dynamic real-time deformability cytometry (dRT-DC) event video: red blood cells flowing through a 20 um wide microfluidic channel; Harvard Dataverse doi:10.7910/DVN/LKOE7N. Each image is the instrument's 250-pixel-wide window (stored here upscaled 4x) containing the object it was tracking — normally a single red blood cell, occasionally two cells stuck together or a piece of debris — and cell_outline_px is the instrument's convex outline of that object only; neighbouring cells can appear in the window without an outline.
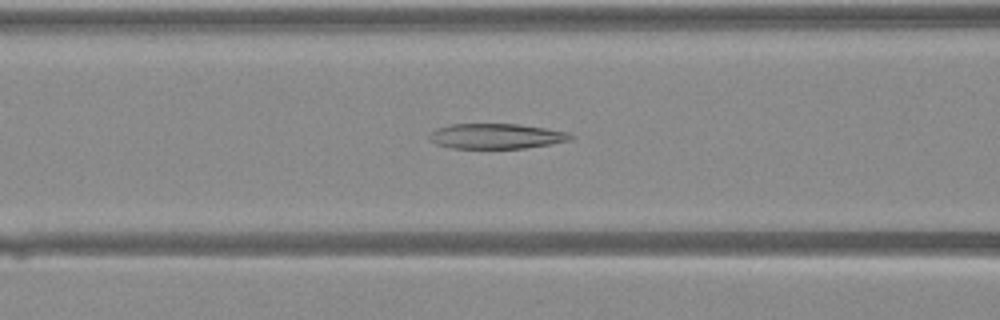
{"species": "Egyptian fruit bat (a non-hibernating species)", "species_latin": "Rousettus aegyptiacus", "temperature_condition": "warm", "stored_images_in_passage": 31, "camera_frame_rate_fps": 3000, "um_per_image_px": 0.085, "animal": {"sex": "female"}, "frame": {"image": 1, "passage_image": 7, "time_ms": 2.0, "image_size_px": [1000, 320], "cell_outline_px": [[576, 136], [572, 140], [524, 148], [452, 148], [436, 144], [428, 136], [436, 128], [448, 124], [520, 124], [568, 132]], "centroid_in_image_um": [42.2, 11.57], "position_along_channel_um": 124.4, "area_um2": 20.69}}
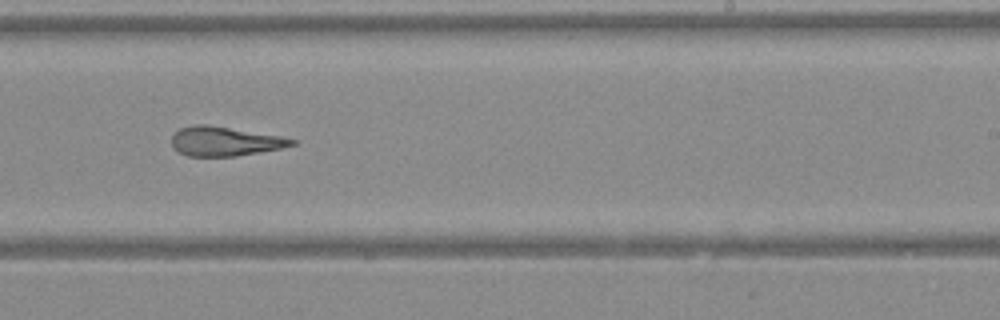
{"frame": {"image": 2, "passage_image": 16, "time_ms": 5.0, "image_size_px": [1000, 320], "cell_outline_px": [[296, 144], [280, 148], [236, 156], [188, 156], [172, 148], [172, 136], [180, 128], [196, 124], [204, 124], [280, 136], [296, 140]], "centroid_in_image_um": [19.07, 12.01], "position_along_channel_um": 269.9, "area_um2": 20.17}}
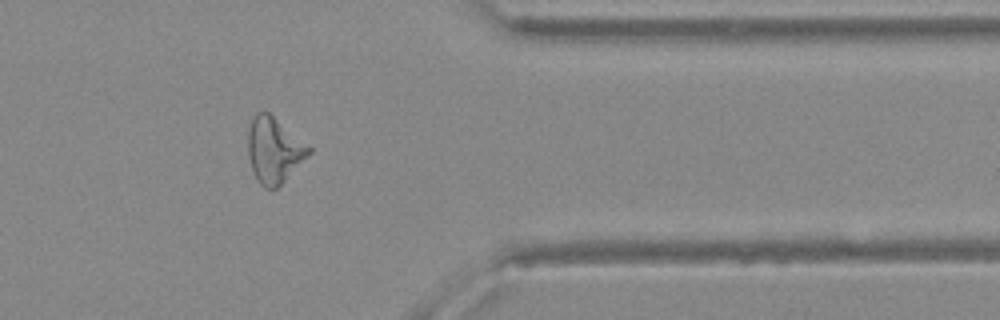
{"frame": {"image": 3, "passage_image": 24, "time_ms": 7.667, "image_size_px": [1000, 320], "cell_outline_px": [[312, 152], [276, 188], [264, 188], [256, 180], [248, 156], [248, 128], [252, 116], [256, 112], [268, 112], [312, 148]], "centroid_in_image_um": [23.27, 12.75], "position_along_channel_um": 388.1, "area_um2": 23.0}}